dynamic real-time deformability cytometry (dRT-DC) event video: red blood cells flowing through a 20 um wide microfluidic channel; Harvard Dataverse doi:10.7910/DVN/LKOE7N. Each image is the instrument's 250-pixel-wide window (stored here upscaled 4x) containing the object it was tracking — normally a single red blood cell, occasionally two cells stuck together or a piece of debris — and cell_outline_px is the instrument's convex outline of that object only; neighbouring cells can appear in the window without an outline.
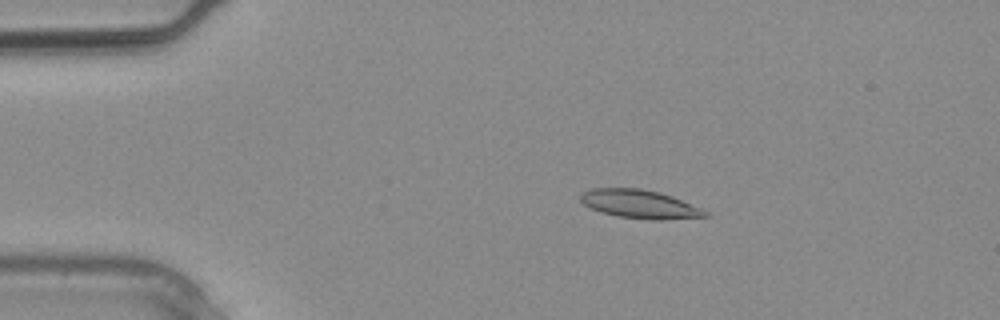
{"species": "common noctule bat (a hibernating species)", "species_latin": "Nyctalus noctula", "temperature_condition": "warm", "stored_images_in_passage": 2, "camera_frame_rate_fps": 3000, "um_per_image_px": 0.085, "animal": {"sex": "male", "body_mass_g": 20.4}, "frame": {"image": 1, "passage_image": 2, "time_ms": 0.333, "image_size_px": [1000, 320], "cell_outline_px": [[712, 216], [664, 220], [652, 220], [616, 216], [600, 212], [588, 208], [580, 200], [580, 196], [584, 192], [592, 188], [640, 188], [660, 192], [672, 196], [700, 208], [708, 212]], "centroid_in_image_um": [54.38, 17.36], "position_along_channel_um": 30.6, "area_um2": 20.87}}